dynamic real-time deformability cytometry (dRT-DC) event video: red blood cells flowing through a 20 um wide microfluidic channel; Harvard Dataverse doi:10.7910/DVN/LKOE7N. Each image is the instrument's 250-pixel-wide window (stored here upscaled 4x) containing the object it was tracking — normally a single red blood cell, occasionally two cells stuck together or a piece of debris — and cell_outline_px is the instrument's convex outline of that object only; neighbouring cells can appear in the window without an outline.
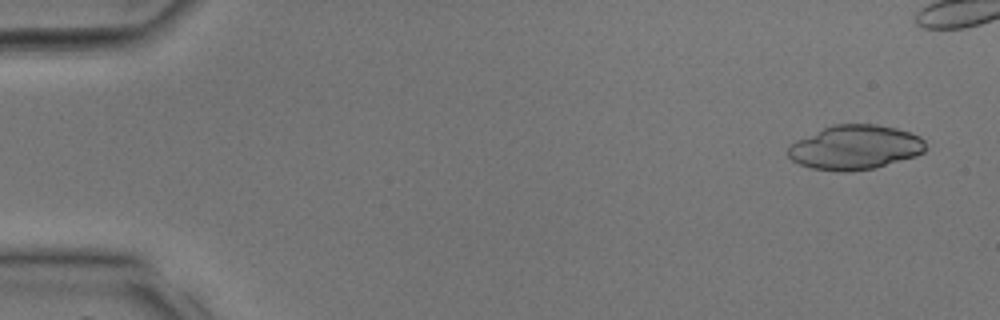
{"species": "common noctule bat (a hibernating species)", "species_latin": "Nyctalus noctula", "temperature_condition": "room temperature", "stored_images_in_passage": 10, "camera_frame_rate_fps": 3000, "um_per_image_px": 0.085, "animal": {"sex": "male", "body_mass_g": 17.9, "forearm_length_mm": 54.2}, "frame": {"image": 1, "passage_image": 2, "time_ms": 0.333, "image_size_px": [1000, 320], "cell_outline_px": [[924, 152], [916, 156], [872, 168], [844, 172], [836, 172], [812, 168], [800, 164], [792, 160], [788, 156], [788, 144], [796, 140], [832, 124], [876, 124], [896, 128], [920, 136], [924, 140]], "centroid_in_image_um": [72.64, 12.52], "position_along_channel_um": 12.4, "area_um2": 35.49}}